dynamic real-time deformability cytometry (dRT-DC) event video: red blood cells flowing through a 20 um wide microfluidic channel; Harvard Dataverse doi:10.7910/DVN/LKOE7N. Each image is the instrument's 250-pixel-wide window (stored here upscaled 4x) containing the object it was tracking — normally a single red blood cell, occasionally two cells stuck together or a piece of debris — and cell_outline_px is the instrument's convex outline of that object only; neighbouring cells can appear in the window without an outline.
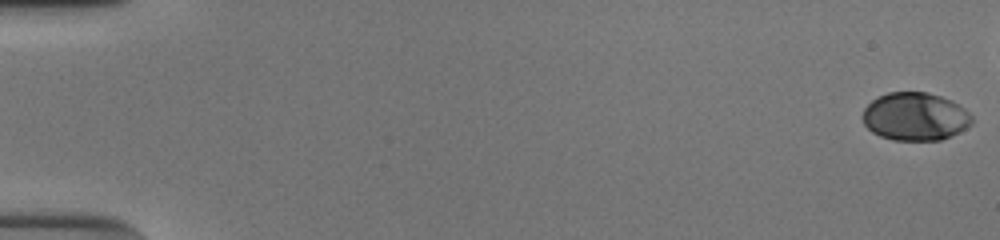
{"species": "human", "species_latin": "Homo sapiens", "temperature_condition": "cold", "stored_images_in_passage": 50, "camera_frame_rate_fps": 3000, "um_per_image_px": 0.085, "donor": {"sex": "male"}, "frame": {"image": 1, "passage_image": 1, "time_ms": 0.0, "image_size_px": [1000, 240], "cell_outline_px": [[972, 124], [960, 132], [952, 136], [940, 140], [892, 140], [880, 136], [872, 132], [864, 124], [864, 108], [872, 100], [888, 92], [928, 92], [952, 100], [964, 108], [972, 116]], "centroid_in_image_um": [77.81, 9.91], "position_along_channel_um": 7.2, "area_um2": 30.63}}
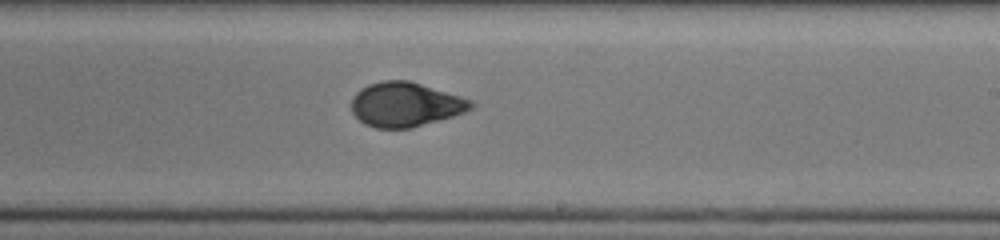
{"frame": {"image": 2, "passage_image": 34, "time_ms": 11.0, "image_size_px": [1000, 240], "cell_outline_px": [[476, 104], [472, 108], [464, 112], [452, 116], [412, 128], [376, 128], [364, 124], [352, 112], [352, 96], [360, 88], [368, 84], [380, 80], [408, 80], [460, 96], [472, 100]], "centroid_in_image_um": [34.44, 8.87], "position_along_channel_um": 254.6, "area_um2": 30.92}}
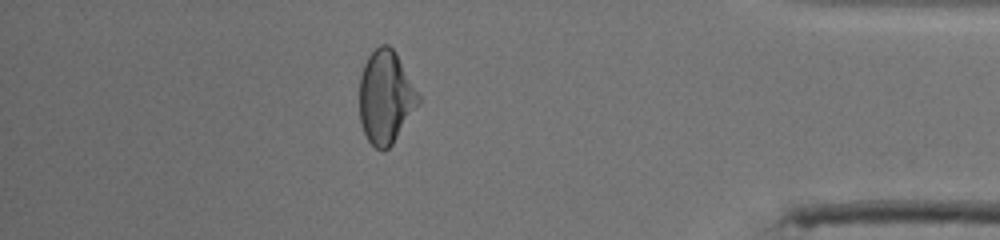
{"frame": {"image": 3, "passage_image": 48, "time_ms": 15.667, "image_size_px": [1000, 240], "cell_outline_px": [[420, 104], [392, 144], [384, 152], [380, 152], [368, 140], [364, 132], [360, 120], [360, 76], [364, 64], [368, 56], [380, 44], [388, 44], [396, 52], [420, 96]], "centroid_in_image_um": [32.79, 8.27], "position_along_channel_um": 402.4, "area_um2": 32.02}, "authors_computed_cell_mechanics": {"area_um2": 30.8652, "velocity_mm_per_s": 3.8892, "shape_relaxation_time_tau1_ms": 4.4438, "shape_relaxation_time_tau2_ms": 0.6398, "deformation_change_tau1": 0.1577, "deformation_change_tau2": 0.0324}}